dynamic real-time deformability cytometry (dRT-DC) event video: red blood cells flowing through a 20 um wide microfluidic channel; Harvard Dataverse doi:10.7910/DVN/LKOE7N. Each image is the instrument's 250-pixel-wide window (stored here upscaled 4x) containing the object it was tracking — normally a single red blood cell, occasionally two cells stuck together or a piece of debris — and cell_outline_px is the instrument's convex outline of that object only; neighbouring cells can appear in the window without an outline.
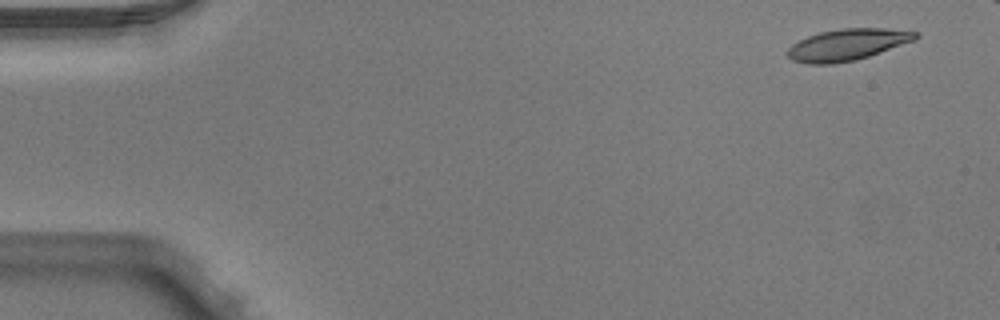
{"species": "Egyptian fruit bat (a non-hibernating species)", "species_latin": "Rousettus aegyptiacus", "temperature_condition": "warm", "stored_images_in_passage": 5, "segment_of_instrument_passage": [1, 2], "camera_frame_rate_fps": 3000, "um_per_image_px": 0.085, "animal": {"sex": "male"}, "frame": {"image": 1, "passage_image": 1, "time_ms": 0.0, "image_size_px": [1000, 320], "cell_outline_px": [[920, 36], [916, 40], [856, 60], [832, 64], [808, 64], [792, 60], [788, 56], [788, 48], [792, 44], [808, 36], [820, 32], [840, 28], [884, 28], [920, 32]], "centroid_in_image_um": [72.05, 3.79], "position_along_channel_um": 12.9, "area_um2": 23.52}}
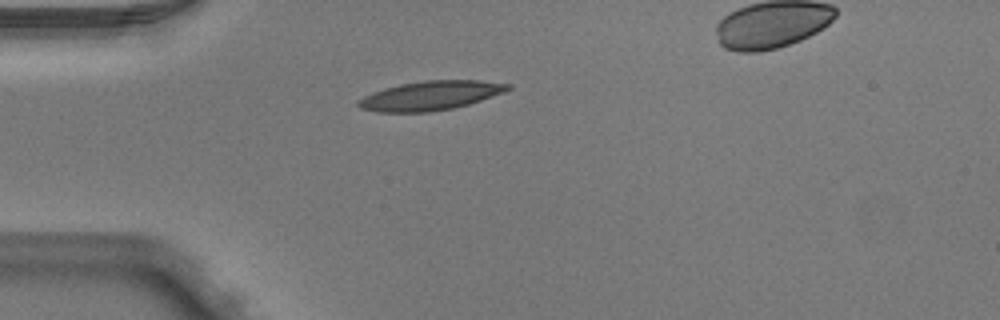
{"frame": {"image": 2, "passage_image": 4, "time_ms": 1.0, "image_size_px": [1000, 320], "cell_outline_px": [[512, 88], [504, 92], [468, 104], [452, 108], [428, 112], [376, 112], [360, 108], [356, 104], [356, 100], [372, 92], [384, 88], [400, 84], [424, 80], [480, 80], [512, 84]], "centroid_in_image_um": [36.56, 8.12], "position_along_channel_um": 48.4, "area_um2": 25.49}}